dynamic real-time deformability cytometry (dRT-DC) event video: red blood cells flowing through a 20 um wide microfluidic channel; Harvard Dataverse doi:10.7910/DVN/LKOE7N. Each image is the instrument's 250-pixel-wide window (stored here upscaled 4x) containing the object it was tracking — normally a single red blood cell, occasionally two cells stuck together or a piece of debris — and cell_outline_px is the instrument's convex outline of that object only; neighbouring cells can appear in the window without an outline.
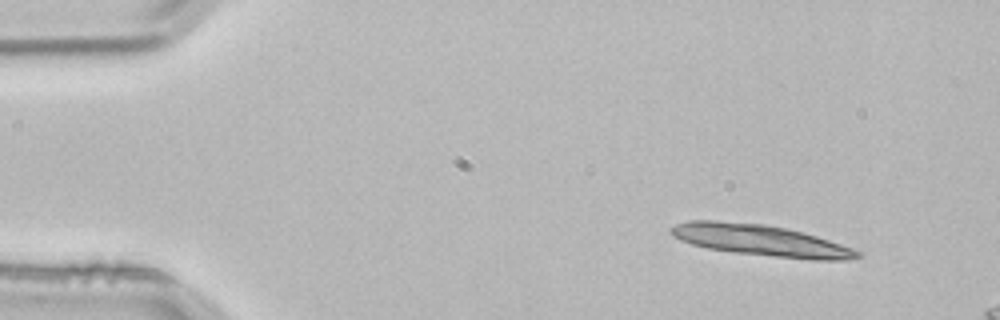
{"species": "common noctule bat (a hibernating species)", "species_latin": "Nyctalus noctula", "temperature_condition": "room temperature", "stored_images_in_passage": 4, "camera_frame_rate_fps": 3000, "um_per_image_px": 0.085, "animal": {"sex": "male", "body_mass_g": 21.5, "forearm_length_mm": 52.0}, "frame": {"image": 1, "passage_image": 1, "time_ms": 0.0, "image_size_px": [1000, 320], "cell_outline_px": [[864, 256], [848, 260], [812, 260], [736, 252], [708, 248], [692, 244], [680, 240], [672, 236], [668, 232], [668, 228], [676, 224], [688, 220], [716, 220], [764, 224], [784, 228], [816, 236], [852, 248], [860, 252]], "centroid_in_image_um": [64.61, 20.42], "position_along_channel_um": 20.4, "area_um2": 33.7}}